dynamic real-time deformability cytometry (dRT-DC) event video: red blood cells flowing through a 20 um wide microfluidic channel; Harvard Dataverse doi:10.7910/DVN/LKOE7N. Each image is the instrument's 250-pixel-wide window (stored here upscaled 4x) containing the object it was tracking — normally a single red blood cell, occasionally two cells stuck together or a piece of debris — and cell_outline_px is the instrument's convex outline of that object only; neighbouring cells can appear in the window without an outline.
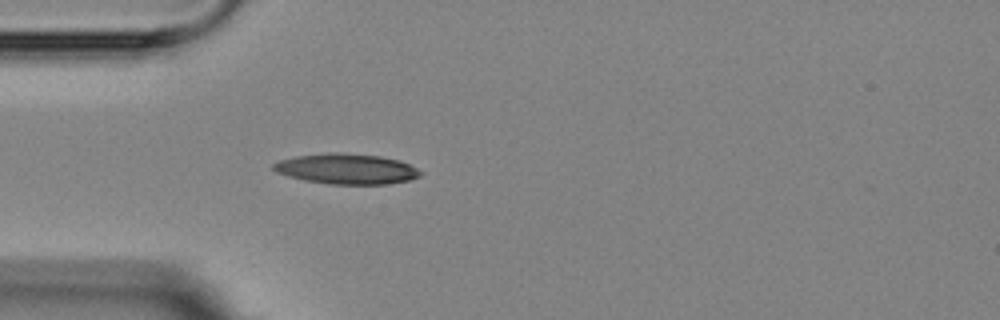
{"species": "Egyptian fruit bat (a non-hibernating species)", "species_latin": "Rousettus aegyptiacus", "temperature_condition": "room temperature", "stored_images_in_passage": 1, "camera_frame_rate_fps": 3000, "um_per_image_px": 0.085, "animal": {"sex": "female"}, "frame": {"image": 1, "passage_image": 1, "time_ms": 0.0, "image_size_px": [1000, 320], "cell_outline_px": [[424, 172], [420, 176], [408, 180], [384, 184], [328, 184], [304, 180], [288, 176], [276, 172], [272, 168], [272, 164], [280, 160], [296, 156], [328, 152], [344, 152], [380, 156], [400, 160]], "centroid_in_image_um": [29.44, 14.34], "position_along_channel_um": 55.6, "area_um2": 26.13}}